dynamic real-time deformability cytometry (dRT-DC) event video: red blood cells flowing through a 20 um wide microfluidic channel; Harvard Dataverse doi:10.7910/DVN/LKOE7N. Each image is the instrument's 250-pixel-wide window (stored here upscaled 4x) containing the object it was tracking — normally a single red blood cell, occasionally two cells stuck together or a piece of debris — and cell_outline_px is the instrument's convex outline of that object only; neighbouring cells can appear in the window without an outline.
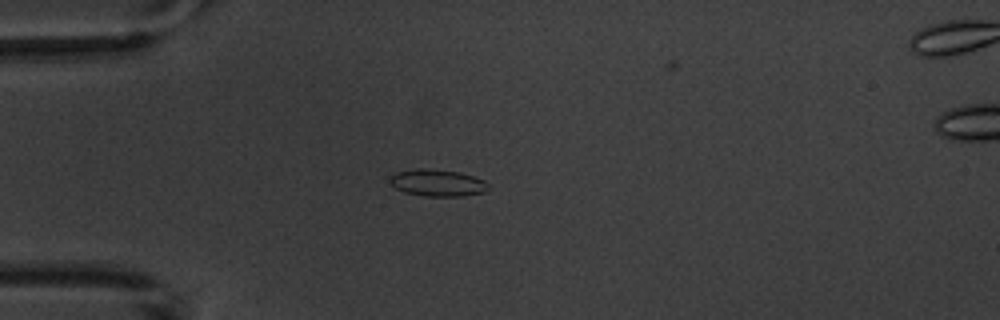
{"species": "common noctule bat (a hibernating species)", "species_latin": "Nyctalus noctula", "temperature_condition": "warm", "stored_images_in_passage": 6, "camera_frame_rate_fps": 3000, "um_per_image_px": 0.085, "animal": {"sex": "male", "body_mass_g": 20.1, "forearm_length_mm": 53.5}, "frame": {"image": 1, "passage_image": 4, "time_ms": 3.667, "image_size_px": [1000, 320], "cell_outline_px": [[488, 188], [484, 192], [464, 196], [424, 196], [404, 192], [396, 188], [392, 184], [392, 176], [396, 172], [420, 168], [424, 168], [460, 172], [484, 180], [488, 184]], "centroid_in_image_um": [37.22, 15.55], "position_along_channel_um": 47.8, "area_um2": 15.2}}
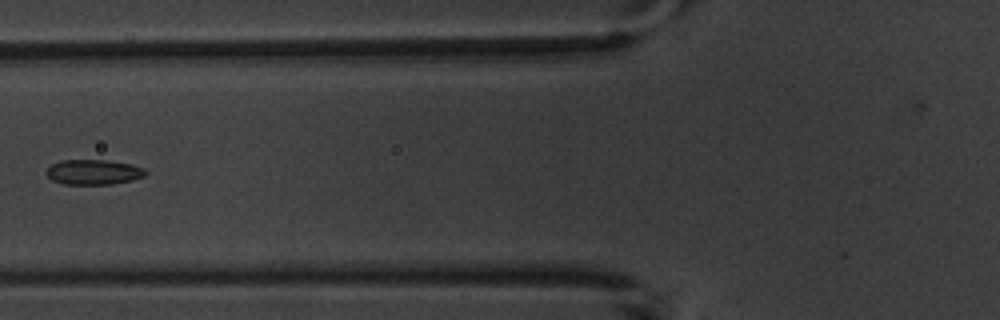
{"frame": {"image": 2, "passage_image": 6, "time_ms": 6.0, "image_size_px": [1000, 320], "cell_outline_px": [[148, 172], [144, 176], [132, 180], [112, 184], [64, 184], [52, 180], [44, 172], [52, 164], [60, 160], [108, 160], [132, 164], [144, 168]], "centroid_in_image_um": [7.96, 14.62], "position_along_channel_um": 117.8, "area_um2": 14.57}}